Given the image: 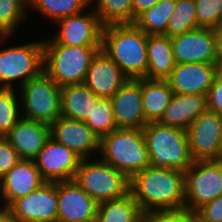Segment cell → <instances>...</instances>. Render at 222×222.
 Instances as JSON below:
<instances>
[{
  "label": "cell",
  "mask_w": 222,
  "mask_h": 222,
  "mask_svg": "<svg viewBox=\"0 0 222 222\" xmlns=\"http://www.w3.org/2000/svg\"><path fill=\"white\" fill-rule=\"evenodd\" d=\"M144 213L129 193L126 196L99 203L95 222H142Z\"/></svg>",
  "instance_id": "26"
},
{
  "label": "cell",
  "mask_w": 222,
  "mask_h": 222,
  "mask_svg": "<svg viewBox=\"0 0 222 222\" xmlns=\"http://www.w3.org/2000/svg\"><path fill=\"white\" fill-rule=\"evenodd\" d=\"M128 80L120 67L100 50L90 62L84 84L95 96L111 99Z\"/></svg>",
  "instance_id": "17"
},
{
  "label": "cell",
  "mask_w": 222,
  "mask_h": 222,
  "mask_svg": "<svg viewBox=\"0 0 222 222\" xmlns=\"http://www.w3.org/2000/svg\"><path fill=\"white\" fill-rule=\"evenodd\" d=\"M110 100L117 128L143 129L148 124L143 109L141 79H129Z\"/></svg>",
  "instance_id": "18"
},
{
  "label": "cell",
  "mask_w": 222,
  "mask_h": 222,
  "mask_svg": "<svg viewBox=\"0 0 222 222\" xmlns=\"http://www.w3.org/2000/svg\"><path fill=\"white\" fill-rule=\"evenodd\" d=\"M195 29H198L195 0H176V7L164 35L173 38Z\"/></svg>",
  "instance_id": "31"
},
{
  "label": "cell",
  "mask_w": 222,
  "mask_h": 222,
  "mask_svg": "<svg viewBox=\"0 0 222 222\" xmlns=\"http://www.w3.org/2000/svg\"><path fill=\"white\" fill-rule=\"evenodd\" d=\"M129 193L144 214L184 208V172L148 166L130 177Z\"/></svg>",
  "instance_id": "1"
},
{
  "label": "cell",
  "mask_w": 222,
  "mask_h": 222,
  "mask_svg": "<svg viewBox=\"0 0 222 222\" xmlns=\"http://www.w3.org/2000/svg\"><path fill=\"white\" fill-rule=\"evenodd\" d=\"M1 201H2V197H1V187H0V210L5 207L4 203L1 202ZM2 204H3V205H2Z\"/></svg>",
  "instance_id": "44"
},
{
  "label": "cell",
  "mask_w": 222,
  "mask_h": 222,
  "mask_svg": "<svg viewBox=\"0 0 222 222\" xmlns=\"http://www.w3.org/2000/svg\"><path fill=\"white\" fill-rule=\"evenodd\" d=\"M147 79H166L176 65L171 38L165 35L147 37Z\"/></svg>",
  "instance_id": "23"
},
{
  "label": "cell",
  "mask_w": 222,
  "mask_h": 222,
  "mask_svg": "<svg viewBox=\"0 0 222 222\" xmlns=\"http://www.w3.org/2000/svg\"><path fill=\"white\" fill-rule=\"evenodd\" d=\"M28 0H0V47L28 17Z\"/></svg>",
  "instance_id": "30"
},
{
  "label": "cell",
  "mask_w": 222,
  "mask_h": 222,
  "mask_svg": "<svg viewBox=\"0 0 222 222\" xmlns=\"http://www.w3.org/2000/svg\"><path fill=\"white\" fill-rule=\"evenodd\" d=\"M50 137V125L24 117L5 135L20 158L26 160H34Z\"/></svg>",
  "instance_id": "21"
},
{
  "label": "cell",
  "mask_w": 222,
  "mask_h": 222,
  "mask_svg": "<svg viewBox=\"0 0 222 222\" xmlns=\"http://www.w3.org/2000/svg\"><path fill=\"white\" fill-rule=\"evenodd\" d=\"M100 159L129 178L150 166L143 129L117 128L100 139Z\"/></svg>",
  "instance_id": "4"
},
{
  "label": "cell",
  "mask_w": 222,
  "mask_h": 222,
  "mask_svg": "<svg viewBox=\"0 0 222 222\" xmlns=\"http://www.w3.org/2000/svg\"><path fill=\"white\" fill-rule=\"evenodd\" d=\"M84 122L100 139L117 129L111 100L99 98Z\"/></svg>",
  "instance_id": "32"
},
{
  "label": "cell",
  "mask_w": 222,
  "mask_h": 222,
  "mask_svg": "<svg viewBox=\"0 0 222 222\" xmlns=\"http://www.w3.org/2000/svg\"><path fill=\"white\" fill-rule=\"evenodd\" d=\"M148 35L132 24L103 27L102 50L133 80L146 77Z\"/></svg>",
  "instance_id": "2"
},
{
  "label": "cell",
  "mask_w": 222,
  "mask_h": 222,
  "mask_svg": "<svg viewBox=\"0 0 222 222\" xmlns=\"http://www.w3.org/2000/svg\"><path fill=\"white\" fill-rule=\"evenodd\" d=\"M143 109L146 121L158 122L174 92L166 79H141Z\"/></svg>",
  "instance_id": "24"
},
{
  "label": "cell",
  "mask_w": 222,
  "mask_h": 222,
  "mask_svg": "<svg viewBox=\"0 0 222 222\" xmlns=\"http://www.w3.org/2000/svg\"><path fill=\"white\" fill-rule=\"evenodd\" d=\"M198 28L214 29L220 18L222 0H195Z\"/></svg>",
  "instance_id": "34"
},
{
  "label": "cell",
  "mask_w": 222,
  "mask_h": 222,
  "mask_svg": "<svg viewBox=\"0 0 222 222\" xmlns=\"http://www.w3.org/2000/svg\"><path fill=\"white\" fill-rule=\"evenodd\" d=\"M160 0H132L133 5V23L135 22L136 17L141 14L143 11L151 8L157 4Z\"/></svg>",
  "instance_id": "39"
},
{
  "label": "cell",
  "mask_w": 222,
  "mask_h": 222,
  "mask_svg": "<svg viewBox=\"0 0 222 222\" xmlns=\"http://www.w3.org/2000/svg\"><path fill=\"white\" fill-rule=\"evenodd\" d=\"M45 182L34 160L21 159L0 178L2 202L8 207L14 200L28 195Z\"/></svg>",
  "instance_id": "20"
},
{
  "label": "cell",
  "mask_w": 222,
  "mask_h": 222,
  "mask_svg": "<svg viewBox=\"0 0 222 222\" xmlns=\"http://www.w3.org/2000/svg\"><path fill=\"white\" fill-rule=\"evenodd\" d=\"M91 5V0H28V9L36 10L44 18L56 21L80 13Z\"/></svg>",
  "instance_id": "28"
},
{
  "label": "cell",
  "mask_w": 222,
  "mask_h": 222,
  "mask_svg": "<svg viewBox=\"0 0 222 222\" xmlns=\"http://www.w3.org/2000/svg\"><path fill=\"white\" fill-rule=\"evenodd\" d=\"M208 109L222 116V71L214 78L213 84L207 93Z\"/></svg>",
  "instance_id": "38"
},
{
  "label": "cell",
  "mask_w": 222,
  "mask_h": 222,
  "mask_svg": "<svg viewBox=\"0 0 222 222\" xmlns=\"http://www.w3.org/2000/svg\"><path fill=\"white\" fill-rule=\"evenodd\" d=\"M176 63L215 64V30L198 28L171 38Z\"/></svg>",
  "instance_id": "16"
},
{
  "label": "cell",
  "mask_w": 222,
  "mask_h": 222,
  "mask_svg": "<svg viewBox=\"0 0 222 222\" xmlns=\"http://www.w3.org/2000/svg\"><path fill=\"white\" fill-rule=\"evenodd\" d=\"M99 97L85 84L66 85L61 88V116L85 121Z\"/></svg>",
  "instance_id": "25"
},
{
  "label": "cell",
  "mask_w": 222,
  "mask_h": 222,
  "mask_svg": "<svg viewBox=\"0 0 222 222\" xmlns=\"http://www.w3.org/2000/svg\"><path fill=\"white\" fill-rule=\"evenodd\" d=\"M194 213L186 208L177 210H156L144 214L146 222H188Z\"/></svg>",
  "instance_id": "35"
},
{
  "label": "cell",
  "mask_w": 222,
  "mask_h": 222,
  "mask_svg": "<svg viewBox=\"0 0 222 222\" xmlns=\"http://www.w3.org/2000/svg\"><path fill=\"white\" fill-rule=\"evenodd\" d=\"M215 30L222 31V7H221V12H220V18L218 20L217 27L215 28Z\"/></svg>",
  "instance_id": "42"
},
{
  "label": "cell",
  "mask_w": 222,
  "mask_h": 222,
  "mask_svg": "<svg viewBox=\"0 0 222 222\" xmlns=\"http://www.w3.org/2000/svg\"><path fill=\"white\" fill-rule=\"evenodd\" d=\"M188 222H203L194 214L189 218Z\"/></svg>",
  "instance_id": "43"
},
{
  "label": "cell",
  "mask_w": 222,
  "mask_h": 222,
  "mask_svg": "<svg viewBox=\"0 0 222 222\" xmlns=\"http://www.w3.org/2000/svg\"><path fill=\"white\" fill-rule=\"evenodd\" d=\"M61 88L45 71L20 86L22 117L48 125L57 120L61 116Z\"/></svg>",
  "instance_id": "7"
},
{
  "label": "cell",
  "mask_w": 222,
  "mask_h": 222,
  "mask_svg": "<svg viewBox=\"0 0 222 222\" xmlns=\"http://www.w3.org/2000/svg\"><path fill=\"white\" fill-rule=\"evenodd\" d=\"M0 222H19L8 207L0 210Z\"/></svg>",
  "instance_id": "41"
},
{
  "label": "cell",
  "mask_w": 222,
  "mask_h": 222,
  "mask_svg": "<svg viewBox=\"0 0 222 222\" xmlns=\"http://www.w3.org/2000/svg\"><path fill=\"white\" fill-rule=\"evenodd\" d=\"M57 198V221L95 222L99 204L74 180L57 182Z\"/></svg>",
  "instance_id": "14"
},
{
  "label": "cell",
  "mask_w": 222,
  "mask_h": 222,
  "mask_svg": "<svg viewBox=\"0 0 222 222\" xmlns=\"http://www.w3.org/2000/svg\"><path fill=\"white\" fill-rule=\"evenodd\" d=\"M16 87L14 89L0 88V136L5 135L22 118L20 98L17 96ZM19 100H18V99Z\"/></svg>",
  "instance_id": "33"
},
{
  "label": "cell",
  "mask_w": 222,
  "mask_h": 222,
  "mask_svg": "<svg viewBox=\"0 0 222 222\" xmlns=\"http://www.w3.org/2000/svg\"><path fill=\"white\" fill-rule=\"evenodd\" d=\"M94 1L88 11L93 8L103 26L133 23L132 0H91V6Z\"/></svg>",
  "instance_id": "29"
},
{
  "label": "cell",
  "mask_w": 222,
  "mask_h": 222,
  "mask_svg": "<svg viewBox=\"0 0 222 222\" xmlns=\"http://www.w3.org/2000/svg\"><path fill=\"white\" fill-rule=\"evenodd\" d=\"M50 136L81 159H90L91 154L100 151V138L84 121L60 116L50 124Z\"/></svg>",
  "instance_id": "15"
},
{
  "label": "cell",
  "mask_w": 222,
  "mask_h": 222,
  "mask_svg": "<svg viewBox=\"0 0 222 222\" xmlns=\"http://www.w3.org/2000/svg\"><path fill=\"white\" fill-rule=\"evenodd\" d=\"M194 215L203 222H222V195L198 208Z\"/></svg>",
  "instance_id": "37"
},
{
  "label": "cell",
  "mask_w": 222,
  "mask_h": 222,
  "mask_svg": "<svg viewBox=\"0 0 222 222\" xmlns=\"http://www.w3.org/2000/svg\"><path fill=\"white\" fill-rule=\"evenodd\" d=\"M8 208L19 222L57 221V182H45L26 196L14 200Z\"/></svg>",
  "instance_id": "12"
},
{
  "label": "cell",
  "mask_w": 222,
  "mask_h": 222,
  "mask_svg": "<svg viewBox=\"0 0 222 222\" xmlns=\"http://www.w3.org/2000/svg\"><path fill=\"white\" fill-rule=\"evenodd\" d=\"M44 71L43 40L0 50V88L14 89V82L22 86Z\"/></svg>",
  "instance_id": "8"
},
{
  "label": "cell",
  "mask_w": 222,
  "mask_h": 222,
  "mask_svg": "<svg viewBox=\"0 0 222 222\" xmlns=\"http://www.w3.org/2000/svg\"><path fill=\"white\" fill-rule=\"evenodd\" d=\"M102 46L44 43V71L60 86L84 84L92 58Z\"/></svg>",
  "instance_id": "5"
},
{
  "label": "cell",
  "mask_w": 222,
  "mask_h": 222,
  "mask_svg": "<svg viewBox=\"0 0 222 222\" xmlns=\"http://www.w3.org/2000/svg\"><path fill=\"white\" fill-rule=\"evenodd\" d=\"M215 64L218 66L219 71H222V31L215 30Z\"/></svg>",
  "instance_id": "40"
},
{
  "label": "cell",
  "mask_w": 222,
  "mask_h": 222,
  "mask_svg": "<svg viewBox=\"0 0 222 222\" xmlns=\"http://www.w3.org/2000/svg\"><path fill=\"white\" fill-rule=\"evenodd\" d=\"M34 161L45 181L62 182L74 179L81 158L50 137Z\"/></svg>",
  "instance_id": "13"
},
{
  "label": "cell",
  "mask_w": 222,
  "mask_h": 222,
  "mask_svg": "<svg viewBox=\"0 0 222 222\" xmlns=\"http://www.w3.org/2000/svg\"><path fill=\"white\" fill-rule=\"evenodd\" d=\"M218 72L216 64L176 63L166 80L174 94L207 95Z\"/></svg>",
  "instance_id": "19"
},
{
  "label": "cell",
  "mask_w": 222,
  "mask_h": 222,
  "mask_svg": "<svg viewBox=\"0 0 222 222\" xmlns=\"http://www.w3.org/2000/svg\"><path fill=\"white\" fill-rule=\"evenodd\" d=\"M207 109V95L174 94L158 122L187 131L193 121Z\"/></svg>",
  "instance_id": "22"
},
{
  "label": "cell",
  "mask_w": 222,
  "mask_h": 222,
  "mask_svg": "<svg viewBox=\"0 0 222 222\" xmlns=\"http://www.w3.org/2000/svg\"><path fill=\"white\" fill-rule=\"evenodd\" d=\"M184 208L194 213L222 195V160L194 161L184 172Z\"/></svg>",
  "instance_id": "9"
},
{
  "label": "cell",
  "mask_w": 222,
  "mask_h": 222,
  "mask_svg": "<svg viewBox=\"0 0 222 222\" xmlns=\"http://www.w3.org/2000/svg\"><path fill=\"white\" fill-rule=\"evenodd\" d=\"M176 7V0H160L139 14L134 24L147 35H164Z\"/></svg>",
  "instance_id": "27"
},
{
  "label": "cell",
  "mask_w": 222,
  "mask_h": 222,
  "mask_svg": "<svg viewBox=\"0 0 222 222\" xmlns=\"http://www.w3.org/2000/svg\"><path fill=\"white\" fill-rule=\"evenodd\" d=\"M192 158L195 161L221 160L222 116L207 109L187 130Z\"/></svg>",
  "instance_id": "10"
},
{
  "label": "cell",
  "mask_w": 222,
  "mask_h": 222,
  "mask_svg": "<svg viewBox=\"0 0 222 222\" xmlns=\"http://www.w3.org/2000/svg\"><path fill=\"white\" fill-rule=\"evenodd\" d=\"M151 167L185 172L193 163L186 130L149 122L143 128Z\"/></svg>",
  "instance_id": "3"
},
{
  "label": "cell",
  "mask_w": 222,
  "mask_h": 222,
  "mask_svg": "<svg viewBox=\"0 0 222 222\" xmlns=\"http://www.w3.org/2000/svg\"><path fill=\"white\" fill-rule=\"evenodd\" d=\"M58 32L54 38L43 43H58L67 46H102L103 25L95 10L84 11L55 22Z\"/></svg>",
  "instance_id": "11"
},
{
  "label": "cell",
  "mask_w": 222,
  "mask_h": 222,
  "mask_svg": "<svg viewBox=\"0 0 222 222\" xmlns=\"http://www.w3.org/2000/svg\"><path fill=\"white\" fill-rule=\"evenodd\" d=\"M21 160L10 142L0 136V178Z\"/></svg>",
  "instance_id": "36"
},
{
  "label": "cell",
  "mask_w": 222,
  "mask_h": 222,
  "mask_svg": "<svg viewBox=\"0 0 222 222\" xmlns=\"http://www.w3.org/2000/svg\"><path fill=\"white\" fill-rule=\"evenodd\" d=\"M73 180L98 204L129 194L130 178L100 158L81 159Z\"/></svg>",
  "instance_id": "6"
}]
</instances>
